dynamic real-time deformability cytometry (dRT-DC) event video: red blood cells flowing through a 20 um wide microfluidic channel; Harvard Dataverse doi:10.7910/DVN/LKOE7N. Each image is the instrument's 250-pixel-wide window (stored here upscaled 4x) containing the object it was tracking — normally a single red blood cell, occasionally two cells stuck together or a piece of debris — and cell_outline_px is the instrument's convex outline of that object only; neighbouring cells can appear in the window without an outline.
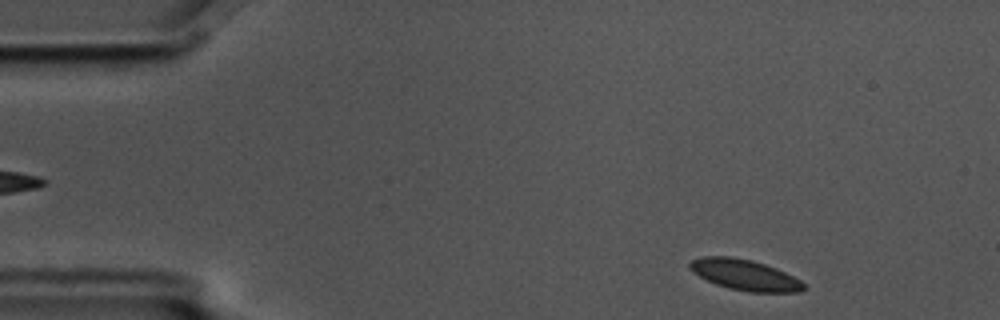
{"species": "common noctule bat (a hibernating species)", "species_latin": "Nyctalus noctula", "temperature_condition": "cold", "stored_images_in_passage": 52, "camera_frame_rate_fps": 3000, "um_per_image_px": 0.085, "animal": {"sex": "male", "body_mass_g": 17.5, "forearm_length_mm": 52.3}, "frame": {"image": 1, "passage_image": 2, "time_ms": 0.333, "image_size_px": [1000, 320], "cell_outline_px": [[808, 288], [800, 292], [748, 292], [728, 288], [716, 284], [692, 272], [688, 268], [688, 264], [692, 260], [700, 256], [732, 256], [752, 260], [776, 268], [800, 280]], "centroid_in_image_um": [63.29, 23.36], "position_along_channel_um": 21.7, "area_um2": 20.52}}
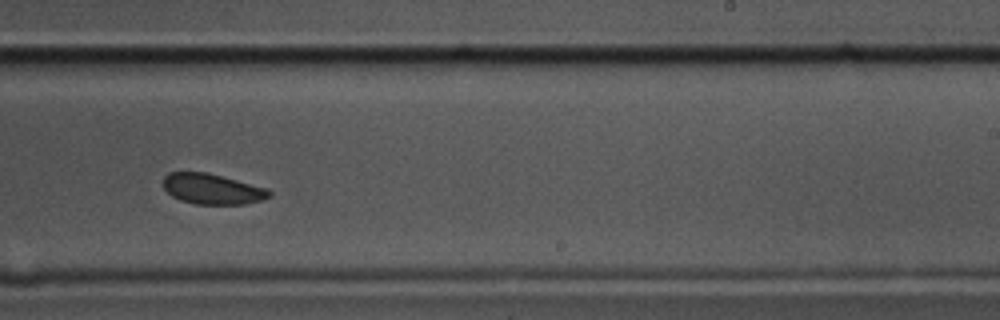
{"frame": {"image": 2, "passage_image": 30, "time_ms": 9.667, "image_size_px": [1000, 320], "cell_outline_px": [[272, 196], [260, 200], [244, 204], [196, 204], [180, 200], [172, 196], [164, 188], [164, 176], [168, 172], [208, 172], [268, 188], [272, 192]], "centroid_in_image_um": [18.06, 16.06], "position_along_channel_um": 270.9, "area_um2": 18.9}}
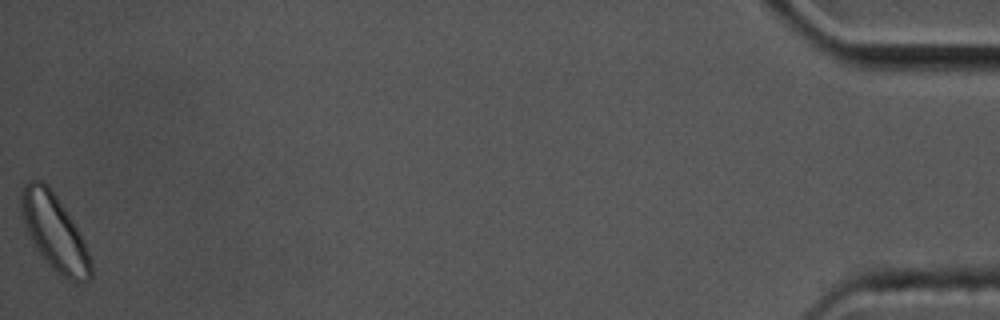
{"frame": {"image": 3, "passage_image": 52, "time_ms": 17.0, "image_size_px": [1000, 320], "cell_outline_px": [[92, 276], [84, 284], [76, 284], [68, 280], [56, 272], [48, 264], [36, 248], [20, 216], [20, 192], [24, 184], [28, 180], [40, 180], [48, 184], [72, 220], [84, 240], [92, 260]], "centroid_in_image_um": [4.64, 19.77], "position_along_channel_um": 430.6, "area_um2": 31.1}, "authors_computed_cell_mechanics": {"area_um2": 20.23, "velocity_mm_per_s": 3.5189, "shape_relaxation_time_tau1_ms": 1.7891, "shape_relaxation_time_tau2_ms": null, "deformation_change_tau1": 0.0423, "deformation_change_tau2": null}}